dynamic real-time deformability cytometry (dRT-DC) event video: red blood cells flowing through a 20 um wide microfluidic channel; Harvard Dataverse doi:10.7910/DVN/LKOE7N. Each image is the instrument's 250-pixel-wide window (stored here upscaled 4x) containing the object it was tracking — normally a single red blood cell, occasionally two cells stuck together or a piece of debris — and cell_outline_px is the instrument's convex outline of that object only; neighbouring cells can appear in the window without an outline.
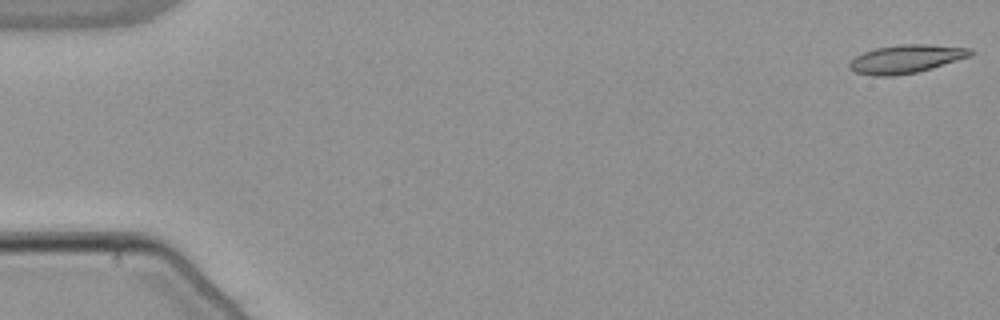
{"species": "common noctule bat (a hibernating species)", "species_latin": "Nyctalus noctula", "temperature_condition": "warm", "stored_images_in_passage": 9, "camera_frame_rate_fps": 3000, "um_per_image_px": 0.085, "animal": {"sex": "male", "body_mass_g": 21.5, "forearm_length_mm": 52.0}, "frame": {"image": 1, "passage_image": 1, "time_ms": 0.0, "image_size_px": [1000, 320], "cell_outline_px": [[976, 52], [972, 56], [932, 68], [916, 72], [892, 76], [872, 76], [856, 72], [848, 68], [848, 64], [856, 56], [864, 52], [876, 48], [900, 44], [928, 44], [972, 48]], "centroid_in_image_um": [77.06, 5.0], "position_along_channel_um": 7.9, "area_um2": 20.11}}